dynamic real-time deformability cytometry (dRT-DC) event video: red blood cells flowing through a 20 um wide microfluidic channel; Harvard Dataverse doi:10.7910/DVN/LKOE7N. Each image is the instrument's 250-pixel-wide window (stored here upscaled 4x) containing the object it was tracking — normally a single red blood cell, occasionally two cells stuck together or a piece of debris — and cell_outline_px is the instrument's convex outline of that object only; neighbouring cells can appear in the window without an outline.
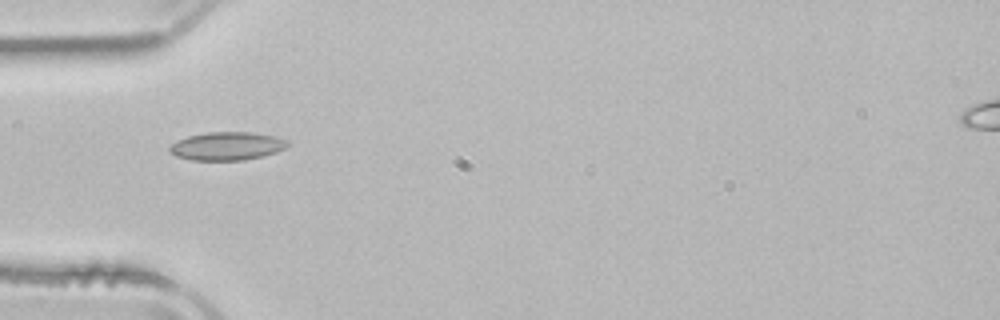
{"species": "common noctule bat (a hibernating species)", "species_latin": "Nyctalus noctula", "temperature_condition": "room temperature", "stored_images_in_passage": 1, "camera_frame_rate_fps": 3000, "um_per_image_px": 0.085, "animal": {"sex": "male", "body_mass_g": 21.5, "forearm_length_mm": 52.0}, "frame": {"image": 1, "passage_image": 1, "time_ms": 0.0, "image_size_px": [1000, 320], "cell_outline_px": [[288, 144], [284, 148], [276, 152], [264, 156], [244, 160], [192, 160], [176, 156], [168, 152], [168, 148], [172, 144], [188, 136], [208, 132], [252, 132], [272, 136], [288, 140]], "centroid_in_image_um": [19.28, 12.42], "position_along_channel_um": 65.7, "area_um2": 19.31}}